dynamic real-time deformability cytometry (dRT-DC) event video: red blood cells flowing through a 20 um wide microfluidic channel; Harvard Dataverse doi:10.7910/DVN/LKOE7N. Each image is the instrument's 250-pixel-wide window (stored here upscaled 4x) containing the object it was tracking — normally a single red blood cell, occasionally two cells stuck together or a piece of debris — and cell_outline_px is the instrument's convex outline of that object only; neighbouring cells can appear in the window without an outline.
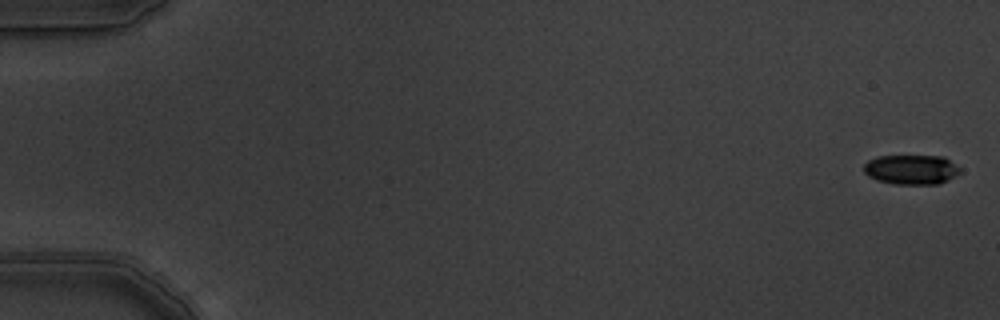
{"species": "common noctule bat (a hibernating species)", "species_latin": "Nyctalus noctula", "temperature_condition": "warm", "stored_images_in_passage": 6, "camera_frame_rate_fps": 3000, "um_per_image_px": 0.085, "animal": {"sex": "male", "body_mass_g": 19.5, "forearm_length_mm": 54.6}, "frame": {"image": 1, "passage_image": 1, "time_ms": 0.0, "image_size_px": [1000, 320], "cell_outline_px": [[960, 172], [948, 180], [936, 184], [892, 184], [876, 180], [868, 176], [864, 172], [864, 164], [868, 160], [876, 156], [944, 156], [960, 168]], "centroid_in_image_um": [77.43, 14.41], "position_along_channel_um": 7.6, "area_um2": 16.7}}
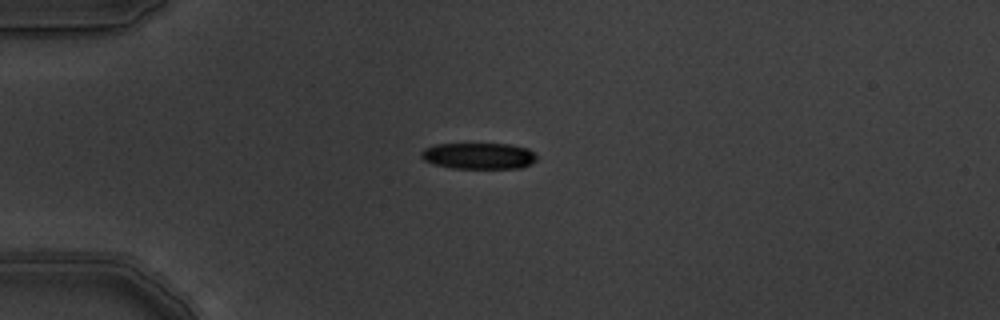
{"frame": {"image": 2, "passage_image": 4, "time_ms": 1.0, "image_size_px": [1000, 320], "cell_outline_px": [[536, 160], [520, 168], [452, 168], [436, 164], [424, 160], [420, 156], [420, 152], [424, 148], [436, 144], [508, 144], [528, 148], [536, 156]], "centroid_in_image_um": [40.66, 13.24], "position_along_channel_um": 44.3, "area_um2": 17.51}}